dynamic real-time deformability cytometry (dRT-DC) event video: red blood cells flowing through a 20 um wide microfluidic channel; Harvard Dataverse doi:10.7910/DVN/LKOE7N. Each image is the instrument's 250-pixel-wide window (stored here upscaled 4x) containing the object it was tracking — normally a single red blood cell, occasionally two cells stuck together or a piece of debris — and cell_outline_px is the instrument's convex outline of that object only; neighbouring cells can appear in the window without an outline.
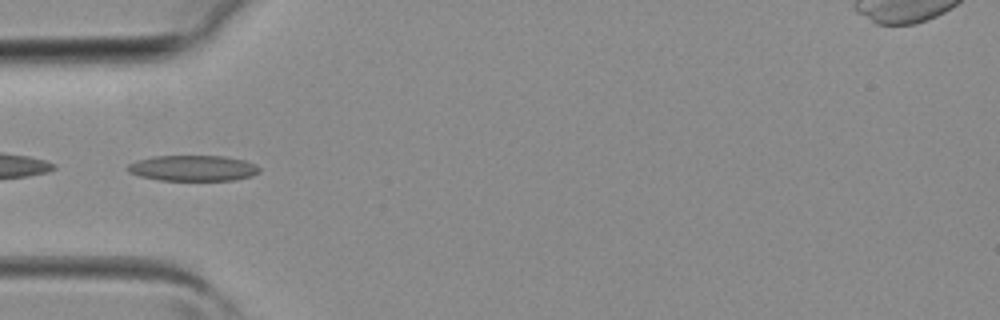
{"species": "common noctule bat (a hibernating species)", "species_latin": "Nyctalus noctula", "temperature_condition": "room temperature", "stored_images_in_passage": 3, "camera_frame_rate_fps": 3000, "um_per_image_px": 0.085, "animal": {"sex": "female", "body_mass_g": 19.3, "forearm_length_mm": 54.1}, "frame": {"image": 1, "passage_image": 2, "time_ms": 0.333, "image_size_px": [1000, 320], "cell_outline_px": [[260, 172], [252, 176], [236, 180], [160, 180], [140, 176], [128, 172], [128, 164], [136, 160], [152, 156], [224, 156], [244, 160], [256, 164], [260, 168]], "centroid_in_image_um": [16.42, 14.29], "position_along_channel_um": 68.6, "area_um2": 19.83}}
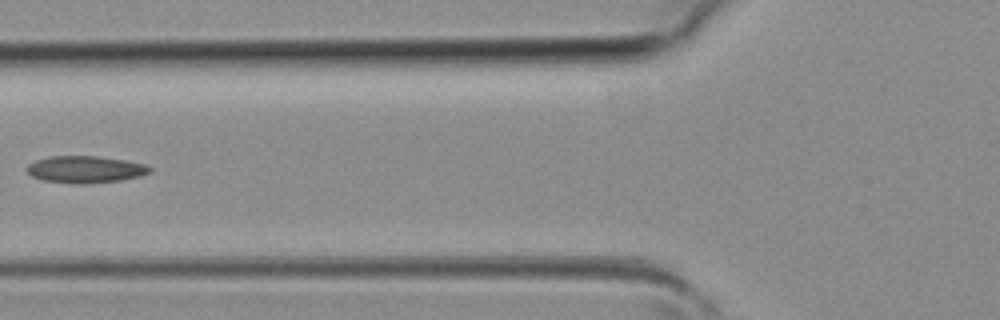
{"frame": {"image": 2, "passage_image": 3, "time_ms": 0.667, "image_size_px": [1000, 320], "cell_outline_px": [[152, 172], [140, 176], [120, 180], [88, 184], [76, 184], [44, 180], [32, 176], [24, 168], [28, 164], [36, 160], [48, 156], [96, 156], [128, 160], [148, 164], [152, 168]], "centroid_in_image_um": [7.29, 14.39], "position_along_channel_um": 118.5, "area_um2": 19.59}}